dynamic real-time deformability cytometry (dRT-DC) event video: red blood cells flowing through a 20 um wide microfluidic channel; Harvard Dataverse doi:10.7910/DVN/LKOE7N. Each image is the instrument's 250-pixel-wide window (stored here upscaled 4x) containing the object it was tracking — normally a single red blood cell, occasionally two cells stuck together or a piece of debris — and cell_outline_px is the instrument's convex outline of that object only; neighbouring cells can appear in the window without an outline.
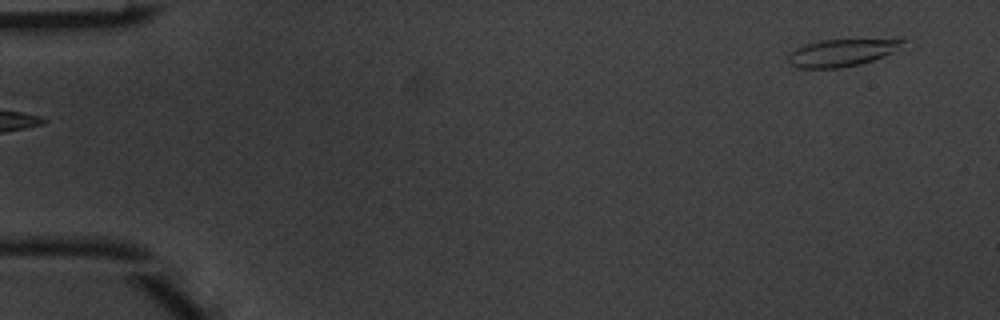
{"species": "common noctule bat (a hibernating species)", "species_latin": "Nyctalus noctula", "temperature_condition": "warm", "stored_images_in_passage": 3, "camera_frame_rate_fps": 3000, "um_per_image_px": 0.085, "animal": {"sex": "male", "body_mass_g": 20.1, "forearm_length_mm": 53.5}, "frame": {"image": 1, "passage_image": 3, "time_ms": 0.667, "image_size_px": [1000, 320], "cell_outline_px": [[908, 40], [892, 52], [884, 56], [860, 64], [840, 68], [800, 68], [792, 64], [788, 60], [788, 56], [796, 48], [808, 44], [824, 40], [904, 36]], "centroid_in_image_um": [71.72, 4.42], "position_along_channel_um": 13.3, "area_um2": 18.73}}